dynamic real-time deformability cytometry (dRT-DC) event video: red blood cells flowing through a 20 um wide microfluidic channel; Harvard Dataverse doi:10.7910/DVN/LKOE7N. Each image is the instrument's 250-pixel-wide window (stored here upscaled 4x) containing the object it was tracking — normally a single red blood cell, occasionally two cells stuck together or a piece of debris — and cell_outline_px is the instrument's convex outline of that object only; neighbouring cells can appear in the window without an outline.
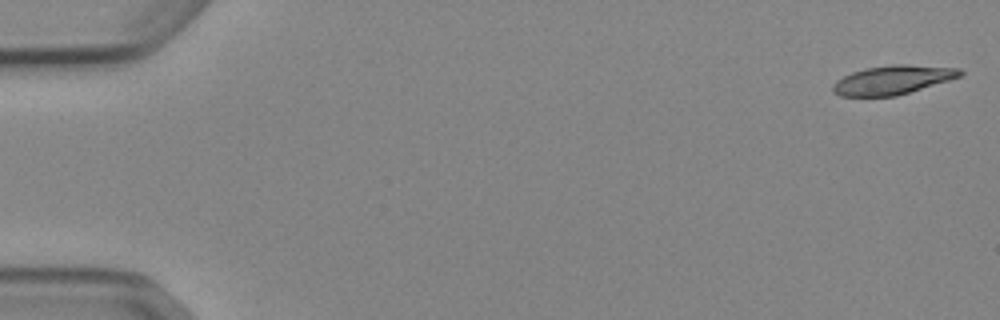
{"species": "Egyptian fruit bat (a non-hibernating species)", "species_latin": "Rousettus aegyptiacus", "temperature_condition": "cold", "stored_images_in_passage": 52, "camera_frame_rate_fps": 3000, "um_per_image_px": 0.085, "animal": {"sex": "female"}, "frame": {"image": 1, "passage_image": 1, "time_ms": 0.0, "image_size_px": [1000, 320], "cell_outline_px": [[964, 72], [960, 76], [948, 80], [896, 96], [840, 96], [832, 92], [832, 84], [836, 80], [852, 72], [864, 68], [892, 64], [908, 64], [960, 68]], "centroid_in_image_um": [75.84, 6.78], "position_along_channel_um": 9.2, "area_um2": 21.44}}
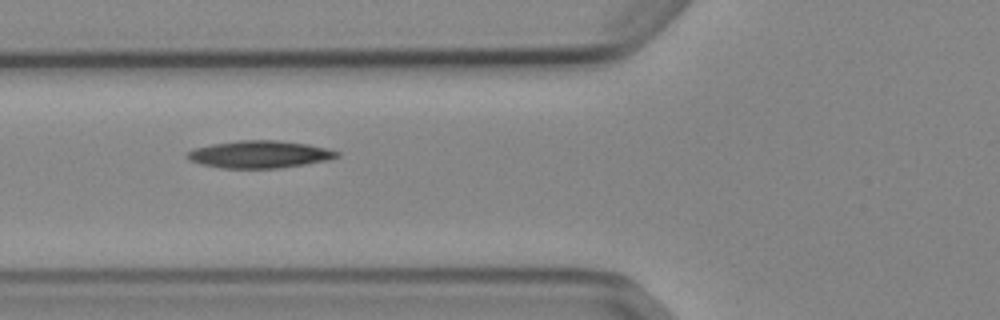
{"frame": {"image": 2, "passage_image": 20, "time_ms": 6.333, "image_size_px": [1000, 320], "cell_outline_px": [[340, 156], [328, 160], [280, 168], [220, 168], [188, 160], [184, 156], [192, 148], [212, 144], [236, 140], [276, 140], [308, 144], [340, 152]], "centroid_in_image_um": [22.03, 13.11], "position_along_channel_um": 103.8, "area_um2": 23.87}}
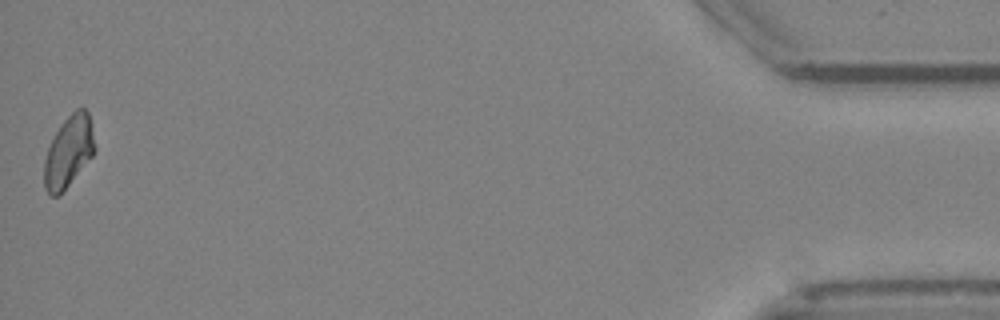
{"frame": {"image": 3, "passage_image": 52, "time_ms": 17.0, "image_size_px": [1000, 320], "cell_outline_px": [[96, 148], [92, 156], [60, 196], [52, 196], [44, 188], [44, 160], [48, 148], [60, 124], [76, 108], [84, 108], [88, 112]], "centroid_in_image_um": [5.83, 12.9], "position_along_channel_um": 429.4, "area_um2": 20.92}}